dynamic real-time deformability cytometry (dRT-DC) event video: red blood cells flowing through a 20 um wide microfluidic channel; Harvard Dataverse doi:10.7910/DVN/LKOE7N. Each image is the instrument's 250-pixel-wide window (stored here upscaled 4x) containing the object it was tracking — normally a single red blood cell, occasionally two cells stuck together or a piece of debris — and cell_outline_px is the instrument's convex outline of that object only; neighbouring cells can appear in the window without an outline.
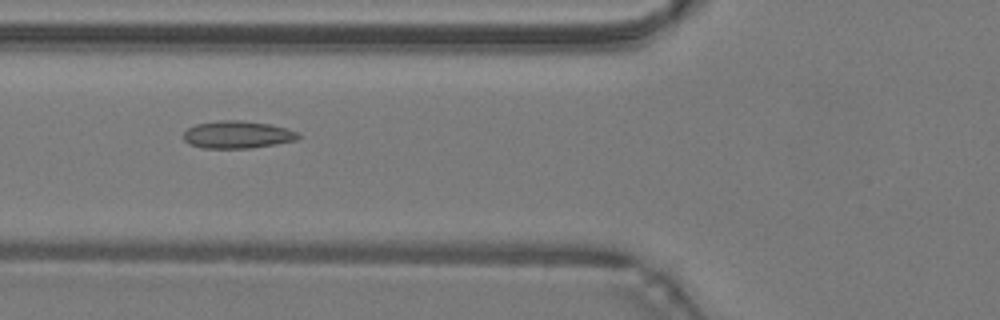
{"species": "common noctule bat (a hibernating species)", "species_latin": "Nyctalus noctula", "temperature_condition": "warm", "stored_images_in_passage": 32, "camera_frame_rate_fps": 3000, "um_per_image_px": 0.085, "animal": {"sex": "male", "body_mass_g": 19.2, "forearm_length_mm": 51.8}, "frame": {"image": 1, "passage_image": 4, "time_ms": 1.0, "image_size_px": [1000, 320], "cell_outline_px": [[300, 136], [296, 140], [276, 144], [252, 148], [204, 148], [188, 144], [184, 140], [184, 132], [188, 128], [196, 124], [220, 120], [240, 120], [268, 124], [300, 132]], "centroid_in_image_um": [20.17, 11.45], "position_along_channel_um": 105.6, "area_um2": 18.32}}
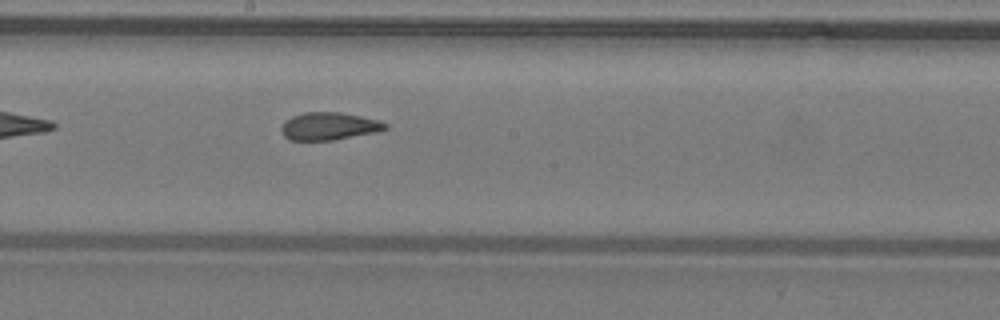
{"frame": {"image": 2, "passage_image": 12, "time_ms": 3.667, "image_size_px": [1000, 320], "cell_outline_px": [[388, 128], [376, 132], [332, 140], [288, 140], [284, 136], [280, 128], [284, 120], [292, 116], [304, 112], [340, 112], [380, 120], [388, 124]], "centroid_in_image_um": [27.95, 10.72], "position_along_channel_um": 220.3, "area_um2": 16.82}}
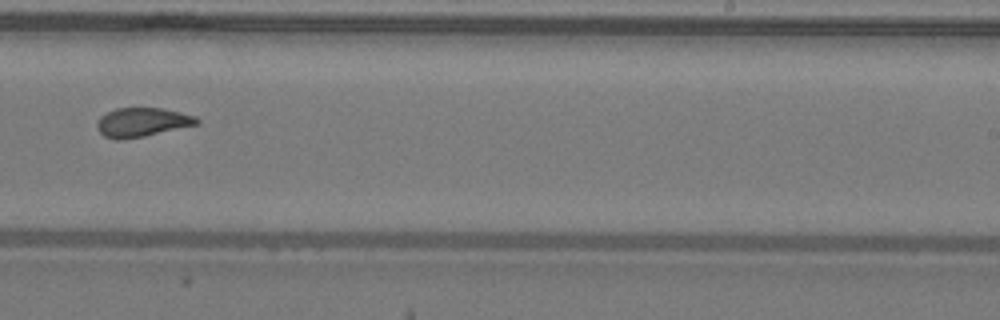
{"frame": {"image": 3, "passage_image": 16, "time_ms": 5.0, "image_size_px": [1000, 320], "cell_outline_px": [[200, 124], [144, 136], [120, 140], [116, 140], [104, 136], [96, 128], [96, 124], [100, 116], [116, 108], [164, 108], [196, 116], [200, 120]], "centroid_in_image_um": [12.09, 10.39], "position_along_channel_um": 276.9, "area_um2": 16.99}, "authors_computed_cell_mechanics": {"area_um2": 17.2533, "velocity_mm_per_s": 4.2872, "shape_relaxation_time_tau1_ms": null, "shape_relaxation_time_tau2_ms": 1.7607, "deformation_change_tau1": null, "deformation_change_tau2": 0.0811}}